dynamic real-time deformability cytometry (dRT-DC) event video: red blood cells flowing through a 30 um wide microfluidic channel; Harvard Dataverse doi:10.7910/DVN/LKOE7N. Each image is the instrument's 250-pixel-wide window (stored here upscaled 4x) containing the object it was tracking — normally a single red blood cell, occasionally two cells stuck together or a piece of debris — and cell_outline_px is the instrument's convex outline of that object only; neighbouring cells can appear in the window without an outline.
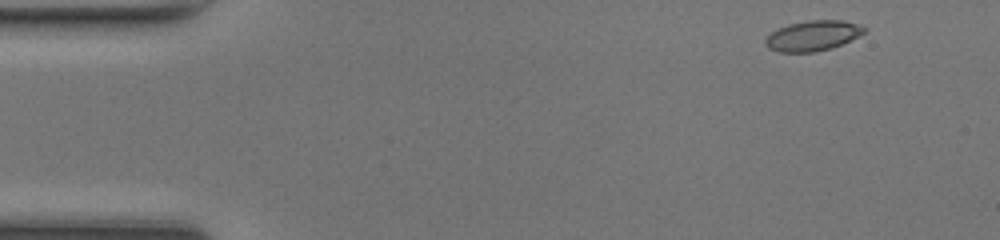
{"species": "common noctule bat (a hibernating species)", "species_latin": "Nyctalus noctula", "temperature_condition": "room temperature", "stored_images_in_passage": 45, "camera_frame_rate_fps": 3000, "um_per_image_px": 0.085, "animal": {"sex": "female", "body_mass_g": 17.0, "forearm_length_mm": 48.0}, "frame": {"image": 1, "passage_image": 1, "time_ms": 0.0, "image_size_px": [1000, 240], "cell_outline_px": [[868, 28], [864, 32], [832, 48], [812, 52], [780, 52], [768, 48], [764, 44], [764, 40], [772, 32], [788, 24], [808, 20], [840, 20], [856, 24]], "centroid_in_image_um": [69.04, 3.03], "position_along_channel_um": 16.0, "area_um2": 17.11}}
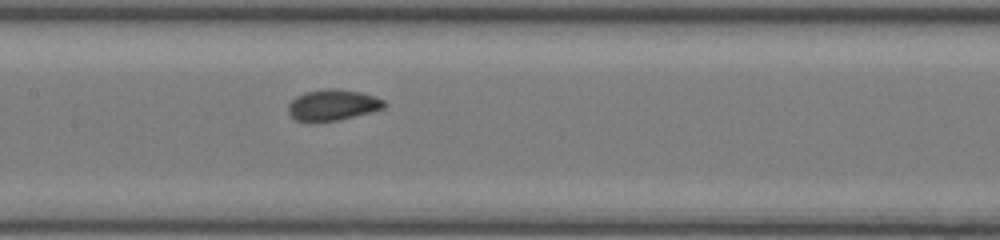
{"frame": {"image": 2, "passage_image": 20, "time_ms": 6.333, "image_size_px": [1000, 240], "cell_outline_px": [[388, 104], [384, 108], [340, 120], [316, 124], [296, 120], [288, 112], [288, 104], [296, 96], [304, 92], [328, 88], [336, 88], [360, 92], [376, 96], [384, 100]], "centroid_in_image_um": [28.27, 8.94], "position_along_channel_um": 179.1, "area_um2": 17.8}}
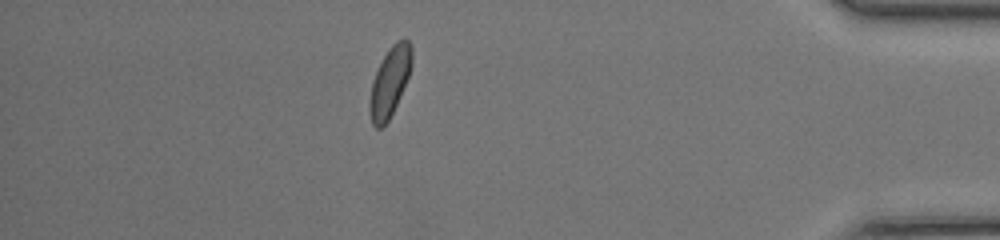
{"frame": {"image": 3, "passage_image": 39, "time_ms": 12.667, "image_size_px": [1000, 240], "cell_outline_px": [[412, 64], [408, 76], [400, 96], [388, 120], [380, 128], [376, 128], [372, 124], [368, 108], [368, 104], [372, 80], [384, 56], [392, 44], [396, 40], [408, 40], [412, 48]], "centroid_in_image_um": [33.11, 6.96], "position_along_channel_um": 402.1, "area_um2": 16.82}, "authors_computed_cell_mechanics": {"area_um2": 17.051, "velocity_mm_per_s": 4.2702, "shape_relaxation_time_tau1_ms": 3.6692, "shape_relaxation_time_tau2_ms": 0.8261, "deformation_change_tau1": 0.1116, "deformation_change_tau2": 0.037}}